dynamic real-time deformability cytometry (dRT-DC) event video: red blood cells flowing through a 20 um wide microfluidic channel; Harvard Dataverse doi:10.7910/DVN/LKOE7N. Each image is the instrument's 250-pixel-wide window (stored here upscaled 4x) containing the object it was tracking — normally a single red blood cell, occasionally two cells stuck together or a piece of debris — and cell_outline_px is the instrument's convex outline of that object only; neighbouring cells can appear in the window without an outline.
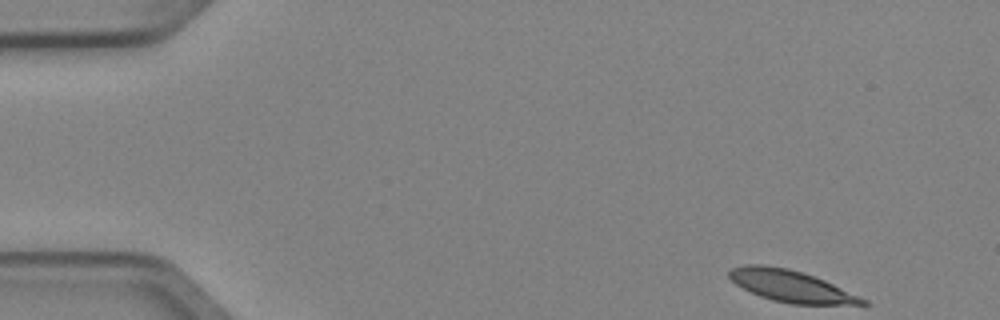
{"species": "Egyptian fruit bat (a non-hibernating species)", "species_latin": "Rousettus aegyptiacus", "temperature_condition": "cold", "stored_images_in_passage": 4, "camera_frame_rate_fps": 3000, "um_per_image_px": 0.085, "animal": {"sex": "female"}, "frame": {"image": 1, "passage_image": 1, "time_ms": 0.0, "image_size_px": [1000, 320], "cell_outline_px": [[872, 304], [792, 304], [772, 300], [760, 296], [736, 284], [728, 276], [728, 272], [732, 268], [744, 264], [760, 264], [788, 268], [804, 272], [824, 280], [868, 300]], "centroid_in_image_um": [67.22, 24.3], "position_along_channel_um": 17.8, "area_um2": 24.45}}
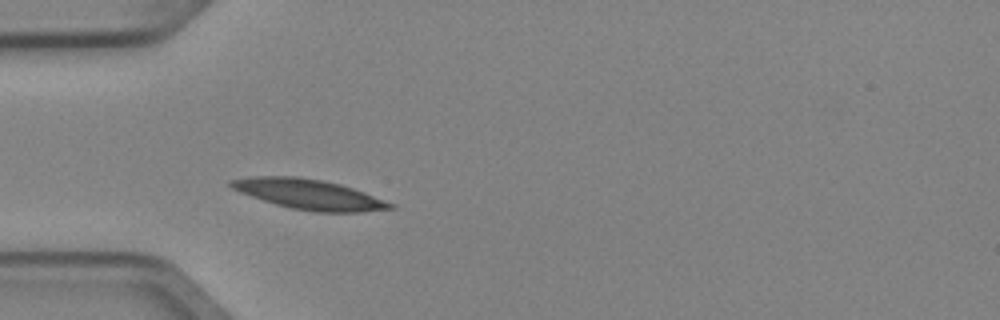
{"frame": {"image": 2, "passage_image": 4, "time_ms": 1.0, "image_size_px": [1000, 320], "cell_outline_px": [[396, 208], [360, 212], [316, 212], [292, 208], [276, 204], [240, 192], [232, 188], [228, 184], [228, 180], [252, 176], [296, 176], [320, 180], [340, 184], [364, 192], [396, 204]], "centroid_in_image_um": [26.28, 16.51], "position_along_channel_um": 58.7, "area_um2": 27.74}}